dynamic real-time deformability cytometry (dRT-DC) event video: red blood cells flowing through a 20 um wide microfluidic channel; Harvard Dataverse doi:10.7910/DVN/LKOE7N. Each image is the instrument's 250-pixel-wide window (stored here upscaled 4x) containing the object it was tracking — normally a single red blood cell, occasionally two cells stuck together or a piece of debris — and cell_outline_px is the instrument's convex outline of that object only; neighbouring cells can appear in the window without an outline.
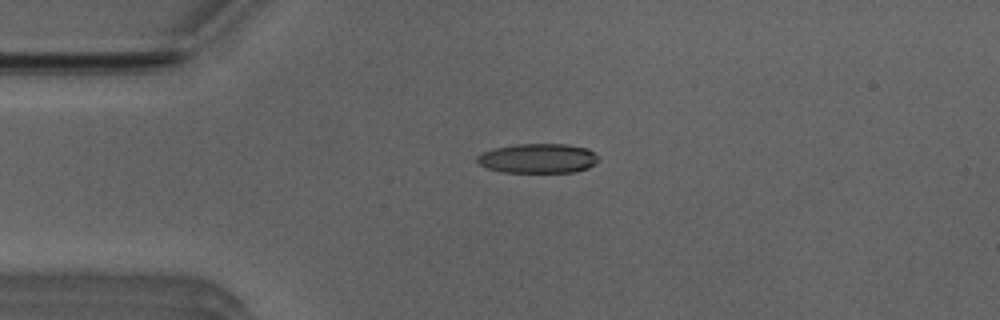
{"species": "Egyptian fruit bat (a non-hibernating species)", "species_latin": "Rousettus aegyptiacus", "temperature_condition": "room temperature", "stored_images_in_passage": 41, "camera_frame_rate_fps": 3000, "um_per_image_px": 0.085, "animal": {"sex": "male"}, "frame": {"image": 1, "passage_image": 1, "time_ms": 0.0, "image_size_px": [1000, 320], "cell_outline_px": [[596, 160], [592, 164], [584, 168], [572, 172], [508, 172], [488, 168], [480, 164], [476, 160], [476, 156], [484, 152], [496, 148], [524, 144], [564, 144], [584, 148], [592, 152], [596, 156]], "centroid_in_image_um": [45.67, 13.46], "position_along_channel_um": 39.3, "area_um2": 20.11}}
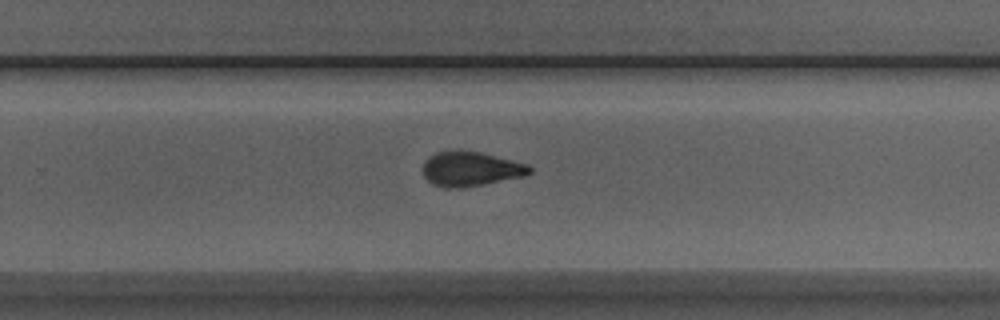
{"frame": {"image": 2, "passage_image": 22, "time_ms": 7.0, "image_size_px": [1000, 320], "cell_outline_px": [[532, 172], [520, 176], [480, 184], [432, 184], [424, 176], [424, 164], [432, 156], [440, 152], [476, 152], [528, 164], [532, 168]], "centroid_in_image_um": [40.06, 14.32], "position_along_channel_um": 289.7, "area_um2": 19.48}}
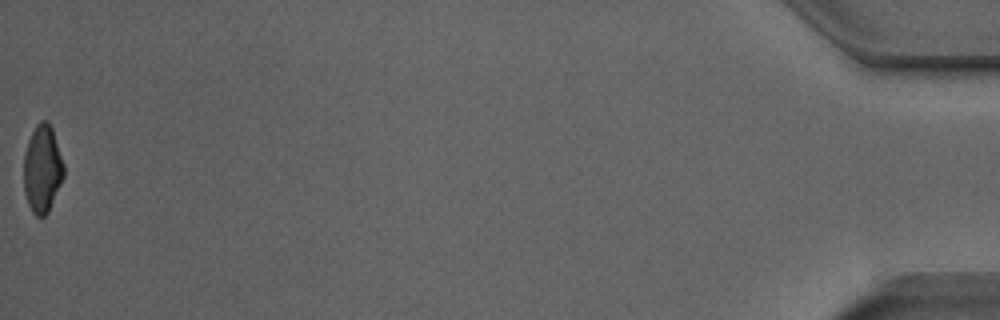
{"frame": {"image": 3, "passage_image": 41, "time_ms": 13.333, "image_size_px": [1000, 320], "cell_outline_px": [[64, 176], [48, 212], [44, 216], [36, 216], [32, 212], [28, 204], [24, 188], [24, 156], [28, 140], [32, 132], [40, 120], [44, 120], [52, 128], [64, 164]], "centroid_in_image_um": [3.6, 14.37], "position_along_channel_um": 431.6, "area_um2": 20.17}, "authors_computed_cell_mechanics": {"area_um2": 20.519, "velocity_mm_per_s": 3.9431, "shape_relaxation_time_tau1_ms": 9.3858, "shape_relaxation_time_tau2_ms": 2.1213, "deformation_change_tau1": 0.2199, "deformation_change_tau2": 0.1004}}